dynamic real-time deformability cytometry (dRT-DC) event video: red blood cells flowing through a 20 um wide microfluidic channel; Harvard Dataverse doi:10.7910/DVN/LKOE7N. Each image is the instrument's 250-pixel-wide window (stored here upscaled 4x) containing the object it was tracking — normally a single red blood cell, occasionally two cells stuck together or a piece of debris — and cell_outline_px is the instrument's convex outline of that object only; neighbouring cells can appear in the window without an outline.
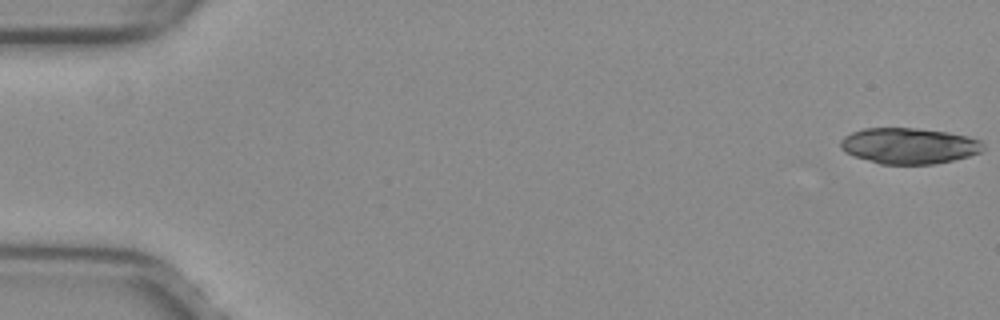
{"species": "common noctule bat (a hibernating species)", "species_latin": "Nyctalus noctula", "temperature_condition": "warm", "stored_images_in_passage": 14, "camera_frame_rate_fps": 3000, "um_per_image_px": 0.085, "animal": {"sex": "female", "body_mass_g": 29.2, "forearm_length_mm": 56.3}, "frame": {"image": 1, "passage_image": 1, "time_ms": 0.0, "image_size_px": [1000, 320], "cell_outline_px": [[984, 148], [980, 152], [968, 156], [936, 164], [880, 164], [852, 156], [844, 152], [840, 148], [840, 140], [844, 136], [852, 132], [864, 128], [920, 128], [948, 132], [968, 136], [980, 140], [984, 144]], "centroid_in_image_um": [77.24, 12.39], "position_along_channel_um": 7.8, "area_um2": 30.11}}